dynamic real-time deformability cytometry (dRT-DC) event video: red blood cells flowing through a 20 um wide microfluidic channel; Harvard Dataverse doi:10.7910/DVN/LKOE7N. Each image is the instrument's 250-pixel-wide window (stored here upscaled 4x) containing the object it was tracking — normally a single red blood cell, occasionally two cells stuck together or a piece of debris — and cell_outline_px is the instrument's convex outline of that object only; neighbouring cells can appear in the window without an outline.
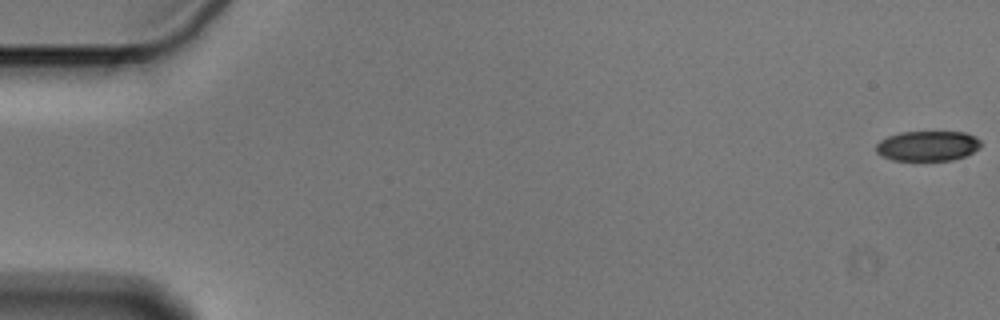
{"species": "Egyptian fruit bat (a non-hibernating species)", "species_latin": "Rousettus aegyptiacus", "temperature_condition": "cold", "stored_images_in_passage": 57, "camera_frame_rate_fps": 3000, "um_per_image_px": 0.085, "animal": {"sex": "male"}, "frame": {"image": 1, "passage_image": 1, "time_ms": 0.0, "image_size_px": [1000, 320], "cell_outline_px": [[980, 148], [964, 156], [952, 160], [892, 160], [876, 152], [876, 144], [880, 140], [888, 136], [900, 132], [964, 132], [976, 136], [980, 140]], "centroid_in_image_um": [78.85, 12.39], "position_along_channel_um": 6.1, "area_um2": 18.32}}
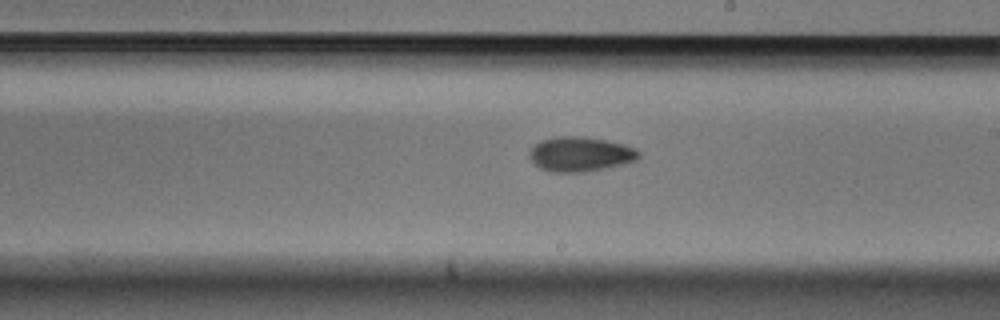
{"frame": {"image": 2, "passage_image": 33, "time_ms": 10.667, "image_size_px": [1000, 320], "cell_outline_px": [[640, 156], [636, 160], [604, 168], [584, 172], [552, 172], [540, 168], [528, 156], [528, 152], [540, 140], [556, 136], [584, 136], [624, 144], [636, 148], [640, 152]], "centroid_in_image_um": [49.31, 13.09], "position_along_channel_um": 239.7, "area_um2": 22.02}}
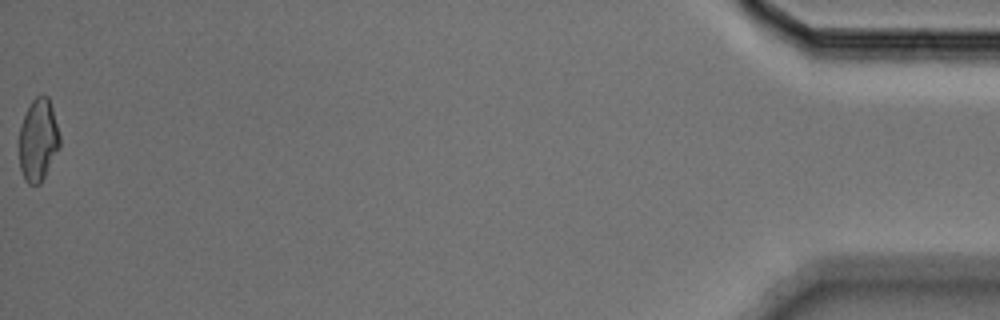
{"frame": {"image": 3, "passage_image": 57, "time_ms": 18.667, "image_size_px": [1000, 320], "cell_outline_px": [[60, 148], [40, 184], [28, 184], [24, 180], [20, 168], [20, 128], [24, 116], [32, 100], [36, 96], [48, 96], [52, 108], [60, 136]], "centroid_in_image_um": [3.26, 11.93], "position_along_channel_um": 431.9, "area_um2": 19.31}, "authors_computed_cell_mechanics": {"area_um2": 20.5768, "velocity_mm_per_s": 3.6033, "shape_relaxation_time_tau1_ms": 4.7528, "shape_relaxation_time_tau2_ms": 9.2404, "deformation_change_tau1": 0.1183, "deformation_change_tau2": 0.1475}}